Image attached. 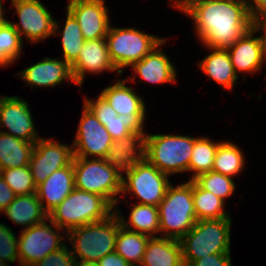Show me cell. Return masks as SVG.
<instances>
[{
	"mask_svg": "<svg viewBox=\"0 0 266 266\" xmlns=\"http://www.w3.org/2000/svg\"><path fill=\"white\" fill-rule=\"evenodd\" d=\"M180 10L207 48L227 49L252 27L246 0H190Z\"/></svg>",
	"mask_w": 266,
	"mask_h": 266,
	"instance_id": "cell-1",
	"label": "cell"
},
{
	"mask_svg": "<svg viewBox=\"0 0 266 266\" xmlns=\"http://www.w3.org/2000/svg\"><path fill=\"white\" fill-rule=\"evenodd\" d=\"M120 227V220L113 213L107 219L85 224L65 233L68 236L66 239L73 246L71 251L76 263L96 264L103 256L115 252Z\"/></svg>",
	"mask_w": 266,
	"mask_h": 266,
	"instance_id": "cell-2",
	"label": "cell"
},
{
	"mask_svg": "<svg viewBox=\"0 0 266 266\" xmlns=\"http://www.w3.org/2000/svg\"><path fill=\"white\" fill-rule=\"evenodd\" d=\"M114 207L102 196L74 189L55 209L48 220L66 233L76 227L107 219Z\"/></svg>",
	"mask_w": 266,
	"mask_h": 266,
	"instance_id": "cell-3",
	"label": "cell"
},
{
	"mask_svg": "<svg viewBox=\"0 0 266 266\" xmlns=\"http://www.w3.org/2000/svg\"><path fill=\"white\" fill-rule=\"evenodd\" d=\"M231 217L197 220L180 239L184 266L216 253H230Z\"/></svg>",
	"mask_w": 266,
	"mask_h": 266,
	"instance_id": "cell-4",
	"label": "cell"
},
{
	"mask_svg": "<svg viewBox=\"0 0 266 266\" xmlns=\"http://www.w3.org/2000/svg\"><path fill=\"white\" fill-rule=\"evenodd\" d=\"M158 207L161 237L180 240L197 222L192 195V179L169 185Z\"/></svg>",
	"mask_w": 266,
	"mask_h": 266,
	"instance_id": "cell-5",
	"label": "cell"
},
{
	"mask_svg": "<svg viewBox=\"0 0 266 266\" xmlns=\"http://www.w3.org/2000/svg\"><path fill=\"white\" fill-rule=\"evenodd\" d=\"M197 138L184 135L147 134L145 159L167 175L189 172V162Z\"/></svg>",
	"mask_w": 266,
	"mask_h": 266,
	"instance_id": "cell-6",
	"label": "cell"
},
{
	"mask_svg": "<svg viewBox=\"0 0 266 266\" xmlns=\"http://www.w3.org/2000/svg\"><path fill=\"white\" fill-rule=\"evenodd\" d=\"M75 188L104 197L114 208L120 200L122 176L103 158H73ZM117 197V198H116Z\"/></svg>",
	"mask_w": 266,
	"mask_h": 266,
	"instance_id": "cell-7",
	"label": "cell"
},
{
	"mask_svg": "<svg viewBox=\"0 0 266 266\" xmlns=\"http://www.w3.org/2000/svg\"><path fill=\"white\" fill-rule=\"evenodd\" d=\"M165 38L149 35L135 28L111 27L105 37L110 58L122 74L124 67L142 60Z\"/></svg>",
	"mask_w": 266,
	"mask_h": 266,
	"instance_id": "cell-8",
	"label": "cell"
},
{
	"mask_svg": "<svg viewBox=\"0 0 266 266\" xmlns=\"http://www.w3.org/2000/svg\"><path fill=\"white\" fill-rule=\"evenodd\" d=\"M125 175L127 177H122L121 194L131 193L132 196L140 199L139 204L158 206L171 184L169 175L158 170L146 159Z\"/></svg>",
	"mask_w": 266,
	"mask_h": 266,
	"instance_id": "cell-9",
	"label": "cell"
},
{
	"mask_svg": "<svg viewBox=\"0 0 266 266\" xmlns=\"http://www.w3.org/2000/svg\"><path fill=\"white\" fill-rule=\"evenodd\" d=\"M46 221L22 230L17 247L20 266H33L49 253L58 251L65 246L62 241L64 235H59L63 229L49 220L50 226Z\"/></svg>",
	"mask_w": 266,
	"mask_h": 266,
	"instance_id": "cell-10",
	"label": "cell"
},
{
	"mask_svg": "<svg viewBox=\"0 0 266 266\" xmlns=\"http://www.w3.org/2000/svg\"><path fill=\"white\" fill-rule=\"evenodd\" d=\"M19 19L12 23L18 34L36 43L54 35L55 21L40 0H11Z\"/></svg>",
	"mask_w": 266,
	"mask_h": 266,
	"instance_id": "cell-11",
	"label": "cell"
},
{
	"mask_svg": "<svg viewBox=\"0 0 266 266\" xmlns=\"http://www.w3.org/2000/svg\"><path fill=\"white\" fill-rule=\"evenodd\" d=\"M74 158L73 147L50 138L35 142L29 168L36 186L45 181L54 171L69 166Z\"/></svg>",
	"mask_w": 266,
	"mask_h": 266,
	"instance_id": "cell-12",
	"label": "cell"
},
{
	"mask_svg": "<svg viewBox=\"0 0 266 266\" xmlns=\"http://www.w3.org/2000/svg\"><path fill=\"white\" fill-rule=\"evenodd\" d=\"M78 126L72 143L74 157L89 158L88 155H90L91 158H103L113 140L105 126L85 104Z\"/></svg>",
	"mask_w": 266,
	"mask_h": 266,
	"instance_id": "cell-13",
	"label": "cell"
},
{
	"mask_svg": "<svg viewBox=\"0 0 266 266\" xmlns=\"http://www.w3.org/2000/svg\"><path fill=\"white\" fill-rule=\"evenodd\" d=\"M66 10L77 20L86 41L106 37L110 20L104 0H68Z\"/></svg>",
	"mask_w": 266,
	"mask_h": 266,
	"instance_id": "cell-14",
	"label": "cell"
},
{
	"mask_svg": "<svg viewBox=\"0 0 266 266\" xmlns=\"http://www.w3.org/2000/svg\"><path fill=\"white\" fill-rule=\"evenodd\" d=\"M29 106L26 100L19 97L0 96V128L7 127L9 131L0 132L28 142L39 140Z\"/></svg>",
	"mask_w": 266,
	"mask_h": 266,
	"instance_id": "cell-15",
	"label": "cell"
},
{
	"mask_svg": "<svg viewBox=\"0 0 266 266\" xmlns=\"http://www.w3.org/2000/svg\"><path fill=\"white\" fill-rule=\"evenodd\" d=\"M252 27L245 32L233 45L227 48L235 73L248 72L251 75L260 71L266 61V43L259 36L254 37Z\"/></svg>",
	"mask_w": 266,
	"mask_h": 266,
	"instance_id": "cell-16",
	"label": "cell"
},
{
	"mask_svg": "<svg viewBox=\"0 0 266 266\" xmlns=\"http://www.w3.org/2000/svg\"><path fill=\"white\" fill-rule=\"evenodd\" d=\"M75 84L82 86L86 73L99 74L105 71H117L113 64L105 38L85 41L78 58L71 64Z\"/></svg>",
	"mask_w": 266,
	"mask_h": 266,
	"instance_id": "cell-17",
	"label": "cell"
},
{
	"mask_svg": "<svg viewBox=\"0 0 266 266\" xmlns=\"http://www.w3.org/2000/svg\"><path fill=\"white\" fill-rule=\"evenodd\" d=\"M145 133H131L114 140L103 160L123 177L145 159ZM123 172V173H122Z\"/></svg>",
	"mask_w": 266,
	"mask_h": 266,
	"instance_id": "cell-18",
	"label": "cell"
},
{
	"mask_svg": "<svg viewBox=\"0 0 266 266\" xmlns=\"http://www.w3.org/2000/svg\"><path fill=\"white\" fill-rule=\"evenodd\" d=\"M20 78H22L27 85L34 87H55L64 80L75 84L73 78L71 65L59 58L46 57L42 61L31 65L23 71H20Z\"/></svg>",
	"mask_w": 266,
	"mask_h": 266,
	"instance_id": "cell-19",
	"label": "cell"
},
{
	"mask_svg": "<svg viewBox=\"0 0 266 266\" xmlns=\"http://www.w3.org/2000/svg\"><path fill=\"white\" fill-rule=\"evenodd\" d=\"M75 189L73 162L54 171L37 186V195L44 211L49 214Z\"/></svg>",
	"mask_w": 266,
	"mask_h": 266,
	"instance_id": "cell-20",
	"label": "cell"
},
{
	"mask_svg": "<svg viewBox=\"0 0 266 266\" xmlns=\"http://www.w3.org/2000/svg\"><path fill=\"white\" fill-rule=\"evenodd\" d=\"M166 43L164 39L142 60L135 62L131 68L135 74L148 83L162 84L176 82V69L172 65L168 56L161 50L159 46ZM159 48V49H158Z\"/></svg>",
	"mask_w": 266,
	"mask_h": 266,
	"instance_id": "cell-21",
	"label": "cell"
},
{
	"mask_svg": "<svg viewBox=\"0 0 266 266\" xmlns=\"http://www.w3.org/2000/svg\"><path fill=\"white\" fill-rule=\"evenodd\" d=\"M140 266H184L180 240L150 237Z\"/></svg>",
	"mask_w": 266,
	"mask_h": 266,
	"instance_id": "cell-22",
	"label": "cell"
},
{
	"mask_svg": "<svg viewBox=\"0 0 266 266\" xmlns=\"http://www.w3.org/2000/svg\"><path fill=\"white\" fill-rule=\"evenodd\" d=\"M15 224L32 227L48 220L36 192L27 195H16L15 199L2 211Z\"/></svg>",
	"mask_w": 266,
	"mask_h": 266,
	"instance_id": "cell-23",
	"label": "cell"
},
{
	"mask_svg": "<svg viewBox=\"0 0 266 266\" xmlns=\"http://www.w3.org/2000/svg\"><path fill=\"white\" fill-rule=\"evenodd\" d=\"M126 81L119 79L112 86L102 90L100 95L118 115L147 114L144 100L134 92V89L126 85Z\"/></svg>",
	"mask_w": 266,
	"mask_h": 266,
	"instance_id": "cell-24",
	"label": "cell"
},
{
	"mask_svg": "<svg viewBox=\"0 0 266 266\" xmlns=\"http://www.w3.org/2000/svg\"><path fill=\"white\" fill-rule=\"evenodd\" d=\"M212 51L199 62V68L216 83L231 90L236 84L238 75L235 73L227 49L209 48Z\"/></svg>",
	"mask_w": 266,
	"mask_h": 266,
	"instance_id": "cell-25",
	"label": "cell"
},
{
	"mask_svg": "<svg viewBox=\"0 0 266 266\" xmlns=\"http://www.w3.org/2000/svg\"><path fill=\"white\" fill-rule=\"evenodd\" d=\"M114 213L120 220L121 226L129 231L142 233L150 237H155V233L160 235L159 213L157 206L134 204L129 212V220H125L119 209L114 208ZM127 221V222H126Z\"/></svg>",
	"mask_w": 266,
	"mask_h": 266,
	"instance_id": "cell-26",
	"label": "cell"
},
{
	"mask_svg": "<svg viewBox=\"0 0 266 266\" xmlns=\"http://www.w3.org/2000/svg\"><path fill=\"white\" fill-rule=\"evenodd\" d=\"M34 145L0 132V170L28 166Z\"/></svg>",
	"mask_w": 266,
	"mask_h": 266,
	"instance_id": "cell-27",
	"label": "cell"
},
{
	"mask_svg": "<svg viewBox=\"0 0 266 266\" xmlns=\"http://www.w3.org/2000/svg\"><path fill=\"white\" fill-rule=\"evenodd\" d=\"M149 238L148 235L129 231L121 226L116 238L115 252L130 265L140 266Z\"/></svg>",
	"mask_w": 266,
	"mask_h": 266,
	"instance_id": "cell-28",
	"label": "cell"
},
{
	"mask_svg": "<svg viewBox=\"0 0 266 266\" xmlns=\"http://www.w3.org/2000/svg\"><path fill=\"white\" fill-rule=\"evenodd\" d=\"M192 195L197 220L224 219L230 217L224 211L225 201L212 192L202 189L192 180Z\"/></svg>",
	"mask_w": 266,
	"mask_h": 266,
	"instance_id": "cell-29",
	"label": "cell"
},
{
	"mask_svg": "<svg viewBox=\"0 0 266 266\" xmlns=\"http://www.w3.org/2000/svg\"><path fill=\"white\" fill-rule=\"evenodd\" d=\"M63 30L59 29L57 21L54 25V35H61L63 48L62 59L70 65L78 58L79 52L85 43L79 24L75 17L68 11Z\"/></svg>",
	"mask_w": 266,
	"mask_h": 266,
	"instance_id": "cell-30",
	"label": "cell"
},
{
	"mask_svg": "<svg viewBox=\"0 0 266 266\" xmlns=\"http://www.w3.org/2000/svg\"><path fill=\"white\" fill-rule=\"evenodd\" d=\"M244 159L242 150L236 144L221 141L215 153L212 170L233 178L243 170Z\"/></svg>",
	"mask_w": 266,
	"mask_h": 266,
	"instance_id": "cell-31",
	"label": "cell"
},
{
	"mask_svg": "<svg viewBox=\"0 0 266 266\" xmlns=\"http://www.w3.org/2000/svg\"><path fill=\"white\" fill-rule=\"evenodd\" d=\"M220 143L221 142H214L208 139V137H198L194 141V147L189 162V172H194L191 178L192 180L198 175L212 170L215 153Z\"/></svg>",
	"mask_w": 266,
	"mask_h": 266,
	"instance_id": "cell-32",
	"label": "cell"
},
{
	"mask_svg": "<svg viewBox=\"0 0 266 266\" xmlns=\"http://www.w3.org/2000/svg\"><path fill=\"white\" fill-rule=\"evenodd\" d=\"M23 38L18 34L11 21L0 26V67H7L21 55Z\"/></svg>",
	"mask_w": 266,
	"mask_h": 266,
	"instance_id": "cell-33",
	"label": "cell"
},
{
	"mask_svg": "<svg viewBox=\"0 0 266 266\" xmlns=\"http://www.w3.org/2000/svg\"><path fill=\"white\" fill-rule=\"evenodd\" d=\"M146 114H128L117 115L111 121H99L109 132L112 140L124 138L131 133H145L143 126L145 124Z\"/></svg>",
	"mask_w": 266,
	"mask_h": 266,
	"instance_id": "cell-34",
	"label": "cell"
},
{
	"mask_svg": "<svg viewBox=\"0 0 266 266\" xmlns=\"http://www.w3.org/2000/svg\"><path fill=\"white\" fill-rule=\"evenodd\" d=\"M202 189L212 192L222 200L230 197L235 184L232 177L223 175L213 170L202 173L193 179Z\"/></svg>",
	"mask_w": 266,
	"mask_h": 266,
	"instance_id": "cell-35",
	"label": "cell"
},
{
	"mask_svg": "<svg viewBox=\"0 0 266 266\" xmlns=\"http://www.w3.org/2000/svg\"><path fill=\"white\" fill-rule=\"evenodd\" d=\"M0 175L16 195H27L37 191L29 165L0 170Z\"/></svg>",
	"mask_w": 266,
	"mask_h": 266,
	"instance_id": "cell-36",
	"label": "cell"
},
{
	"mask_svg": "<svg viewBox=\"0 0 266 266\" xmlns=\"http://www.w3.org/2000/svg\"><path fill=\"white\" fill-rule=\"evenodd\" d=\"M17 239L8 226L0 223V260L8 263L19 261Z\"/></svg>",
	"mask_w": 266,
	"mask_h": 266,
	"instance_id": "cell-37",
	"label": "cell"
},
{
	"mask_svg": "<svg viewBox=\"0 0 266 266\" xmlns=\"http://www.w3.org/2000/svg\"><path fill=\"white\" fill-rule=\"evenodd\" d=\"M84 99L83 104L93 112L99 121H111L117 117L118 113L100 94L94 101L87 99L86 96Z\"/></svg>",
	"mask_w": 266,
	"mask_h": 266,
	"instance_id": "cell-38",
	"label": "cell"
},
{
	"mask_svg": "<svg viewBox=\"0 0 266 266\" xmlns=\"http://www.w3.org/2000/svg\"><path fill=\"white\" fill-rule=\"evenodd\" d=\"M76 261L72 251L65 245L60 250L49 253L42 260L36 262L33 266H75Z\"/></svg>",
	"mask_w": 266,
	"mask_h": 266,
	"instance_id": "cell-39",
	"label": "cell"
},
{
	"mask_svg": "<svg viewBox=\"0 0 266 266\" xmlns=\"http://www.w3.org/2000/svg\"><path fill=\"white\" fill-rule=\"evenodd\" d=\"M230 253L206 255L193 261L189 266H232Z\"/></svg>",
	"mask_w": 266,
	"mask_h": 266,
	"instance_id": "cell-40",
	"label": "cell"
},
{
	"mask_svg": "<svg viewBox=\"0 0 266 266\" xmlns=\"http://www.w3.org/2000/svg\"><path fill=\"white\" fill-rule=\"evenodd\" d=\"M16 194L0 175V213L15 199Z\"/></svg>",
	"mask_w": 266,
	"mask_h": 266,
	"instance_id": "cell-41",
	"label": "cell"
},
{
	"mask_svg": "<svg viewBox=\"0 0 266 266\" xmlns=\"http://www.w3.org/2000/svg\"><path fill=\"white\" fill-rule=\"evenodd\" d=\"M97 266H132L118 253L113 252L103 256L96 263Z\"/></svg>",
	"mask_w": 266,
	"mask_h": 266,
	"instance_id": "cell-42",
	"label": "cell"
},
{
	"mask_svg": "<svg viewBox=\"0 0 266 266\" xmlns=\"http://www.w3.org/2000/svg\"><path fill=\"white\" fill-rule=\"evenodd\" d=\"M252 28L258 32H260L261 30L264 32L263 36L261 35L260 37L266 43V8L256 13L252 17Z\"/></svg>",
	"mask_w": 266,
	"mask_h": 266,
	"instance_id": "cell-43",
	"label": "cell"
},
{
	"mask_svg": "<svg viewBox=\"0 0 266 266\" xmlns=\"http://www.w3.org/2000/svg\"><path fill=\"white\" fill-rule=\"evenodd\" d=\"M246 4L251 17L266 8V0H246Z\"/></svg>",
	"mask_w": 266,
	"mask_h": 266,
	"instance_id": "cell-44",
	"label": "cell"
},
{
	"mask_svg": "<svg viewBox=\"0 0 266 266\" xmlns=\"http://www.w3.org/2000/svg\"><path fill=\"white\" fill-rule=\"evenodd\" d=\"M173 1V0H172ZM190 0H174L172 4L174 3L173 7L176 9H181L185 4H187Z\"/></svg>",
	"mask_w": 266,
	"mask_h": 266,
	"instance_id": "cell-45",
	"label": "cell"
},
{
	"mask_svg": "<svg viewBox=\"0 0 266 266\" xmlns=\"http://www.w3.org/2000/svg\"><path fill=\"white\" fill-rule=\"evenodd\" d=\"M8 20L4 17L2 0H0V26L4 25Z\"/></svg>",
	"mask_w": 266,
	"mask_h": 266,
	"instance_id": "cell-46",
	"label": "cell"
},
{
	"mask_svg": "<svg viewBox=\"0 0 266 266\" xmlns=\"http://www.w3.org/2000/svg\"><path fill=\"white\" fill-rule=\"evenodd\" d=\"M75 266H97L96 264L76 263Z\"/></svg>",
	"mask_w": 266,
	"mask_h": 266,
	"instance_id": "cell-47",
	"label": "cell"
},
{
	"mask_svg": "<svg viewBox=\"0 0 266 266\" xmlns=\"http://www.w3.org/2000/svg\"><path fill=\"white\" fill-rule=\"evenodd\" d=\"M0 266H7V262L0 260Z\"/></svg>",
	"mask_w": 266,
	"mask_h": 266,
	"instance_id": "cell-48",
	"label": "cell"
}]
</instances>
